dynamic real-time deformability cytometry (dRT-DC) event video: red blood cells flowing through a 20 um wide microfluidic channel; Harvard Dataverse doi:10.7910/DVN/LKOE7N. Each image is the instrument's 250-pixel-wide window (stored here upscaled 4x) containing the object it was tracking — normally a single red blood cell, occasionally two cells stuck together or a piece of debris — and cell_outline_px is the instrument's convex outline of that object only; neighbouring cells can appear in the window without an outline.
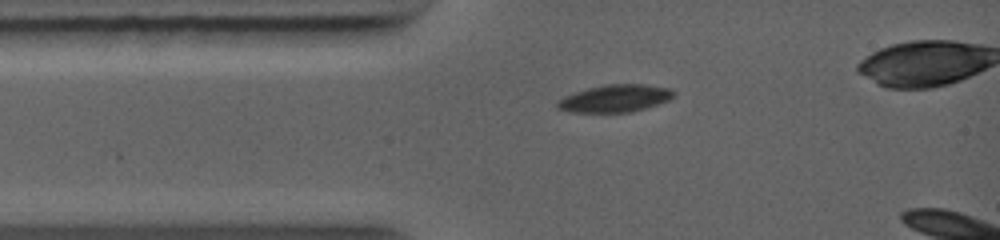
{"species": "common noctule bat (a hibernating species)", "species_latin": "Nyctalus noctula", "temperature_condition": "warm", "stored_images_in_passage": 3, "camera_frame_rate_fps": 5000, "um_per_image_px": 0.085, "animal": {"sex": "female", "body_mass_g": 19.0, "forearm_length_mm": 56.7}, "frame": {"image": 1, "passage_image": 1, "time_ms": 0.0, "image_size_px": [1000, 240], "cell_outline_px": [[672, 96], [668, 100], [632, 112], [572, 112], [556, 108], [556, 100], [564, 96], [588, 88], [608, 84], [644, 84], [672, 88]], "centroid_in_image_um": [52.23, 8.36], "position_along_channel_um": 32.8, "area_um2": 18.38}}